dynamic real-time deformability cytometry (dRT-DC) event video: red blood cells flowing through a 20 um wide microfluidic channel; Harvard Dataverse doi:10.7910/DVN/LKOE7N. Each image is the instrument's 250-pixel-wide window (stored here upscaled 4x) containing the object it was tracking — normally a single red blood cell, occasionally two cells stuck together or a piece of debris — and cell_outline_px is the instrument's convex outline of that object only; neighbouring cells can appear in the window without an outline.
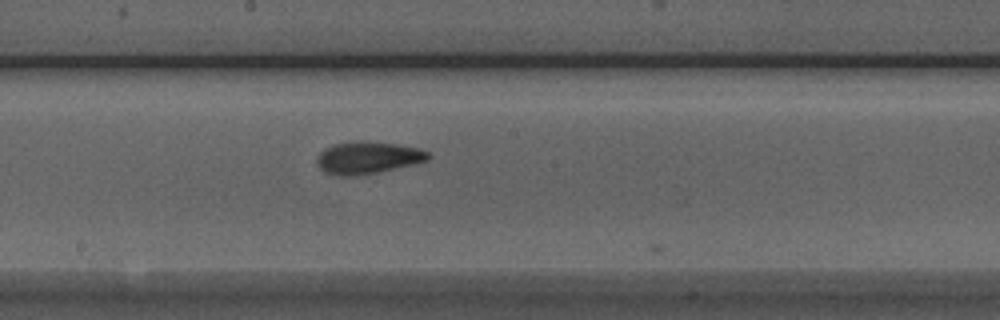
{"species": "Egyptian fruit bat (a non-hibernating species)", "species_latin": "Rousettus aegyptiacus", "temperature_condition": "room temperature", "stored_images_in_passage": 13, "camera_frame_rate_fps": 3000, "um_per_image_px": 0.085, "animal": {"sex": "male"}, "frame": {"image": 1, "passage_image": 12, "time_ms": 3.667, "image_size_px": [1000, 320], "cell_outline_px": [[432, 156], [428, 160], [412, 164], [376, 172], [352, 176], [340, 176], [324, 172], [316, 164], [316, 156], [320, 152], [336, 144], [360, 140], [396, 144], [420, 148], [428, 152]], "centroid_in_image_um": [31.25, 13.4], "position_along_channel_um": 216.9, "area_um2": 20.69}}